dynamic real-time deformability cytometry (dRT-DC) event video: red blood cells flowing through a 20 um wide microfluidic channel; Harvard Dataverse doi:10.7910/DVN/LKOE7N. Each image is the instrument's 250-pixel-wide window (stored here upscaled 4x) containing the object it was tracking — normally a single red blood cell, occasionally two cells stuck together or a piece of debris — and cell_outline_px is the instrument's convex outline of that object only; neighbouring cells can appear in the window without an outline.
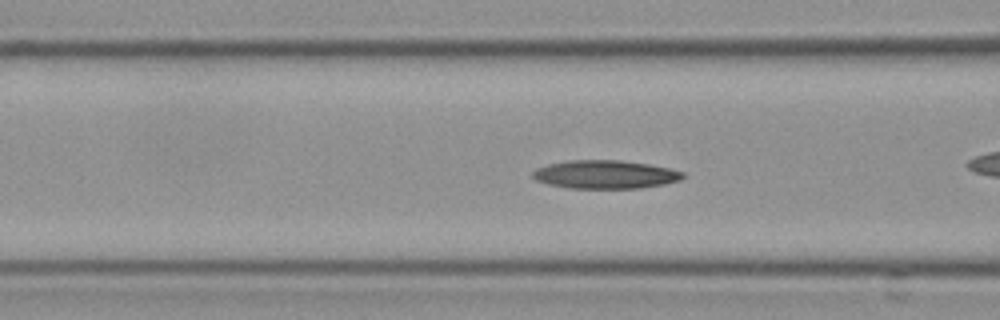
{"species": "Egyptian fruit bat (a non-hibernating species)", "species_latin": "Rousettus aegyptiacus", "temperature_condition": "cold", "stored_images_in_passage": 49, "camera_frame_rate_fps": 3000, "um_per_image_px": 0.085, "frame": {"image": 1, "passage_image": 22, "time_ms": 7.0, "image_size_px": [1000, 320], "cell_outline_px": [[684, 176], [680, 180], [664, 184], [640, 188], [568, 188], [548, 184], [536, 180], [532, 176], [532, 172], [536, 168], [548, 164], [568, 160], [620, 160], [648, 164], [668, 168], [684, 172]], "centroid_in_image_um": [51.42, 14.83], "position_along_channel_um": 115.2, "area_um2": 24.8}, "authors_computed_cell_mechanics": {"area_um2": 24.3338, "velocity_mm_per_s": 3.6442, "shape_relaxation_time_tau1_ms": null, "shape_relaxation_time_tau2_ms": 10.9666, "deformation_change_tau1": null, "deformation_change_tau2": 0.2174}}